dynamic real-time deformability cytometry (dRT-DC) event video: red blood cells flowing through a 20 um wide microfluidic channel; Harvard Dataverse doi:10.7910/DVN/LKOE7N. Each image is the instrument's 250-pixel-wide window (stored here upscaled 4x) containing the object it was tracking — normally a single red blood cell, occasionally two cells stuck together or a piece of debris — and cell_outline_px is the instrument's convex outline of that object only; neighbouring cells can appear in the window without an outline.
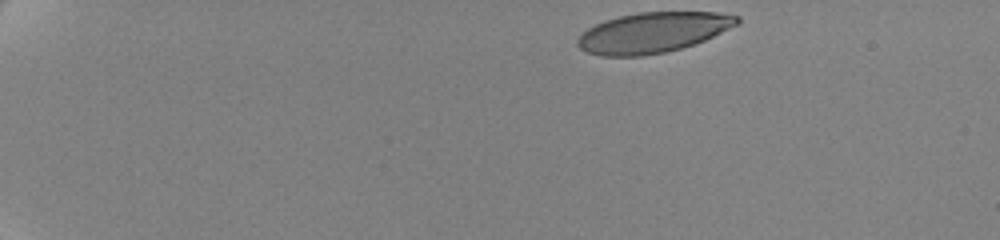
{"species": "human", "species_latin": "Homo sapiens", "temperature_condition": "cold", "stored_images_in_passage": 48, "camera_frame_rate_fps": 3000, "um_per_image_px": 0.085, "donor": {"sex": "female"}, "frame": {"image": 1, "passage_image": 1, "time_ms": 0.0, "image_size_px": [1000, 240], "cell_outline_px": [[740, 24], [704, 40], [680, 48], [664, 52], [640, 56], [600, 56], [588, 52], [580, 48], [576, 44], [576, 40], [588, 28], [604, 20], [620, 16], [640, 12], [716, 12], [740, 16]], "centroid_in_image_um": [55.51, 2.76], "position_along_channel_um": 29.5, "area_um2": 37.34}}
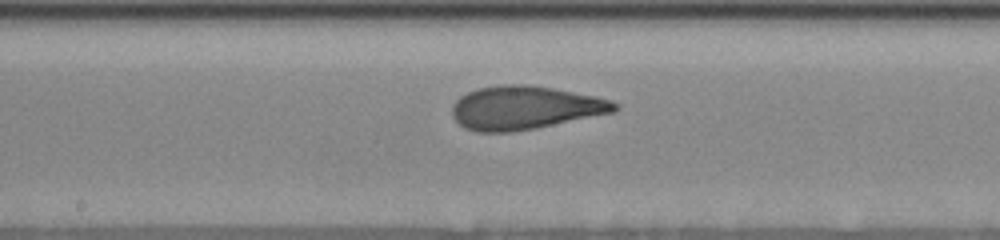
{"frame": {"image": 2, "passage_image": 26, "time_ms": 8.333, "image_size_px": [1000, 240], "cell_outline_px": [[620, 108], [616, 112], [536, 128], [512, 132], [476, 132], [464, 128], [452, 116], [452, 104], [460, 96], [476, 88], [500, 84], [528, 84], [552, 88], [596, 96], [612, 100], [620, 104]], "centroid_in_image_um": [44.63, 9.15], "position_along_channel_um": 203.6, "area_um2": 41.56}}
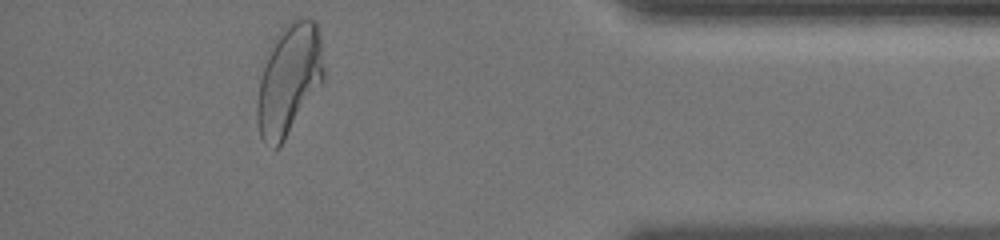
{"frame": {"image": 3, "passage_image": 46, "time_ms": 15.0, "image_size_px": [1000, 240], "cell_outline_px": [[324, 80], [284, 140], [276, 148], [264, 144], [260, 136], [256, 120], [256, 104], [260, 80], [272, 40], [276, 32], [284, 24], [296, 16], [300, 16], [316, 20], [320, 40], [324, 68]], "centroid_in_image_um": [24.55, 6.7], "position_along_channel_um": 410.6, "area_um2": 43.29}, "authors_computed_cell_mechanics": {"area_um2": 40.3155, "velocity_mm_per_s": 3.4889, "shape_relaxation_time_tau1_ms": 6.259, "shape_relaxation_time_tau2_ms": 0.8398, "deformation_change_tau1": 0.1898, "deformation_change_tau2": 0.0711}}